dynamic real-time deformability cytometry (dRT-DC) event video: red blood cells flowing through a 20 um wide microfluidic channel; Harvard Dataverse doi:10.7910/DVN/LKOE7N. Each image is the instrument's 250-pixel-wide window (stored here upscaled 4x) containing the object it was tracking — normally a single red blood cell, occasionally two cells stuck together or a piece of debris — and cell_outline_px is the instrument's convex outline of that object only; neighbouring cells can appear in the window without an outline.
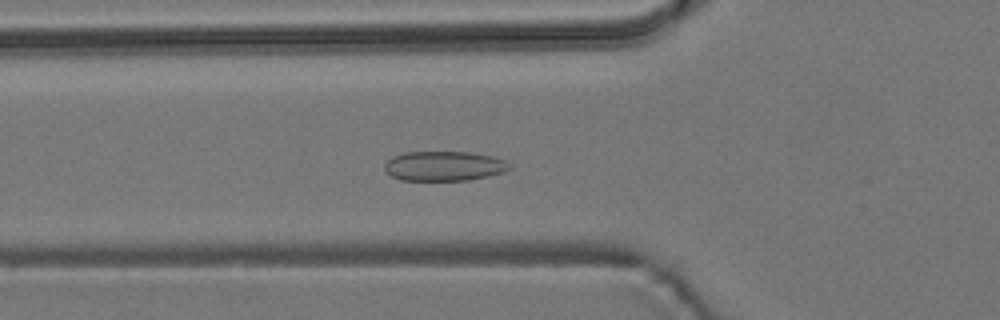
{"species": "common noctule bat (a hibernating species)", "species_latin": "Nyctalus noctula", "temperature_condition": "room temperature", "stored_images_in_passage": 56, "camera_frame_rate_fps": 3000, "um_per_image_px": 0.085, "animal": {"sex": "male", "body_mass_g": 19.2, "forearm_length_mm": 51.8}, "frame": {"image": 1, "passage_image": 20, "time_ms": 6.333, "image_size_px": [1000, 320], "cell_outline_px": [[512, 168], [504, 172], [488, 176], [468, 180], [400, 180], [392, 176], [384, 168], [384, 164], [392, 156], [404, 152], [468, 152], [492, 156], [504, 160], [512, 164]], "centroid_in_image_um": [37.76, 14.11], "position_along_channel_um": 88.0, "area_um2": 21.68}}
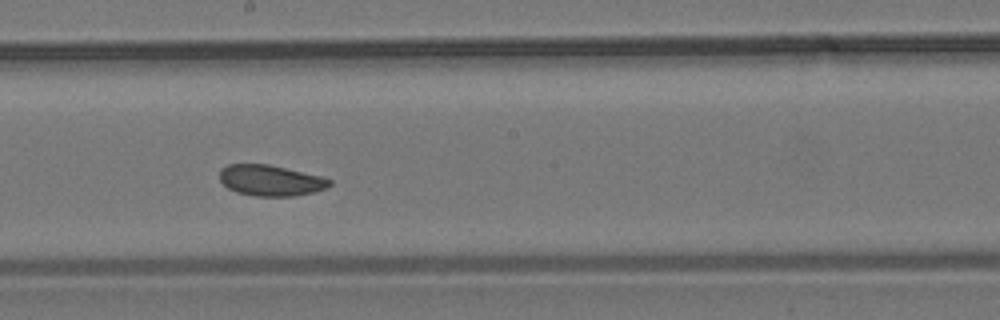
{"frame": {"image": 2, "passage_image": 31, "time_ms": 10.0, "image_size_px": [1000, 320], "cell_outline_px": [[332, 184], [324, 188], [312, 192], [296, 196], [256, 196], [236, 192], [228, 188], [220, 180], [220, 168], [228, 164], [268, 164], [320, 176], [332, 180]], "centroid_in_image_um": [22.97, 15.33], "position_along_channel_um": 225.2, "area_um2": 19.65}}
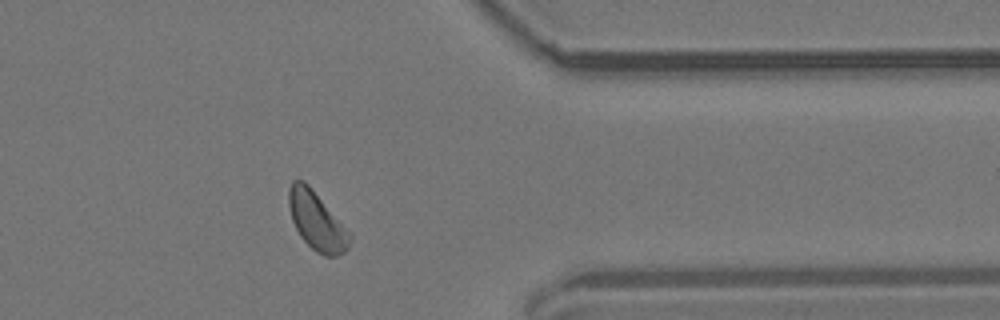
{"frame": {"image": 3, "passage_image": 45, "time_ms": 14.667, "image_size_px": [1000, 320], "cell_outline_px": [[352, 240], [348, 248], [344, 252], [336, 256], [324, 256], [316, 252], [300, 236], [292, 220], [288, 204], [288, 188], [292, 180], [304, 180], [308, 184], [352, 232]], "centroid_in_image_um": [26.95, 18.78], "position_along_channel_um": 384.4, "area_um2": 21.04}, "authors_computed_cell_mechanics": {"area_um2": 20.5768, "velocity_mm_per_s": 3.7279, "shape_relaxation_time_tau1_ms": 8.0093, "shape_relaxation_time_tau2_ms": null, "deformation_change_tau1": 0.1005, "deformation_change_tau2": null}}